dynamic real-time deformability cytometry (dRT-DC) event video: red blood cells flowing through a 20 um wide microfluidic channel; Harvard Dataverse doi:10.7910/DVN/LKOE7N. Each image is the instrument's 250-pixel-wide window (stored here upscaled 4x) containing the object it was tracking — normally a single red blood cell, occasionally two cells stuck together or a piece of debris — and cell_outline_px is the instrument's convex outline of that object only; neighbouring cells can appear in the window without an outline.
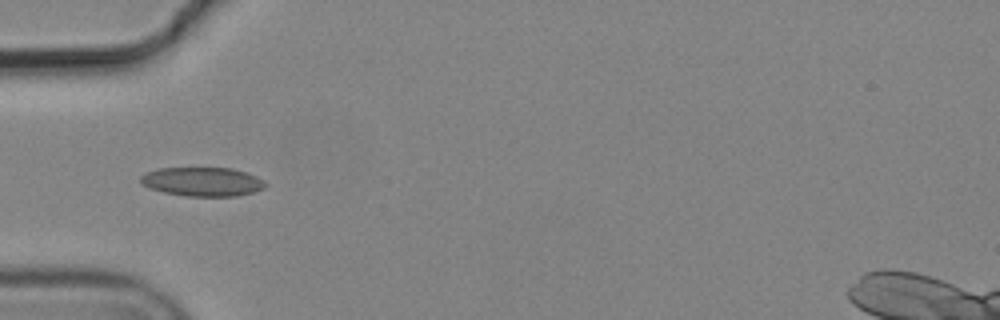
{"species": "common noctule bat (a hibernating species)", "species_latin": "Nyctalus noctula", "temperature_condition": "cold", "stored_images_in_passage": 7, "camera_frame_rate_fps": 3000, "um_per_image_px": 0.085, "animal": {"sex": "male", "body_mass_g": 19.2, "forearm_length_mm": 51.8}, "frame": {"image": 1, "passage_image": 5, "time_ms": 1.333, "image_size_px": [1000, 320], "cell_outline_px": [[268, 184], [264, 188], [252, 192], [236, 196], [184, 196], [164, 192], [140, 184], [140, 176], [148, 172], [160, 168], [232, 168], [256, 176], [264, 180]], "centroid_in_image_um": [17.22, 15.44], "position_along_channel_um": 67.8, "area_um2": 20.98}}
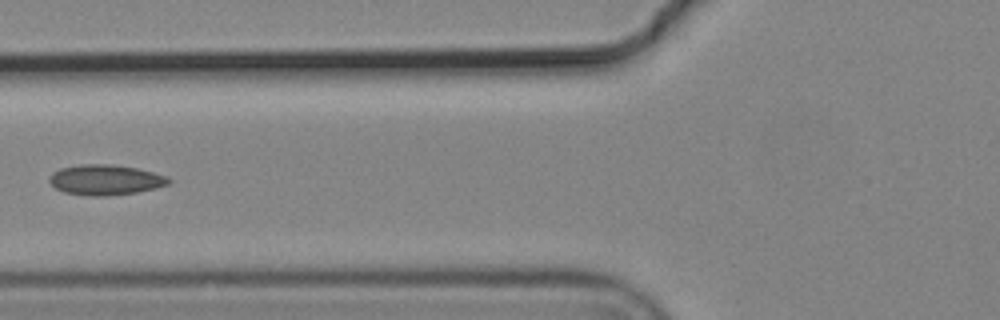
{"frame": {"image": 2, "passage_image": 6, "time_ms": 1.667, "image_size_px": [1000, 320], "cell_outline_px": [[172, 180], [168, 184], [156, 188], [136, 192], [104, 196], [88, 196], [64, 192], [56, 188], [48, 180], [52, 172], [60, 168], [80, 164], [112, 164], [136, 168], [168, 176]], "centroid_in_image_um": [8.95, 15.28], "position_along_channel_um": 116.8, "area_um2": 21.1}}
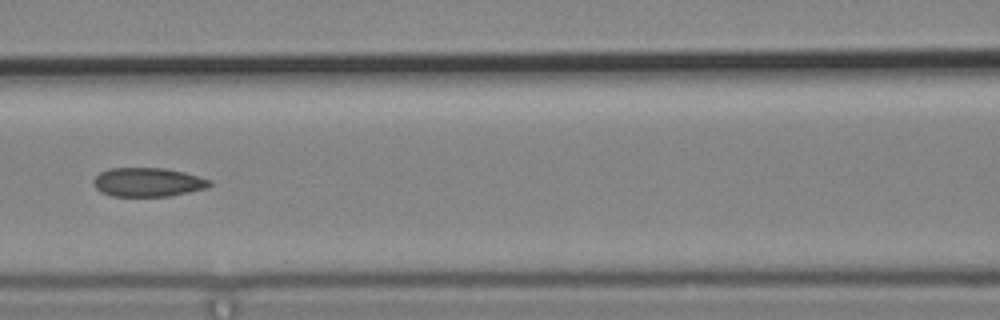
{"frame": {"image": 3, "passage_image": 7, "time_ms": 2.0, "image_size_px": [1000, 320], "cell_outline_px": [[212, 184], [208, 188], [168, 196], [112, 196], [100, 192], [92, 184], [92, 180], [100, 172], [108, 168], [164, 168], [184, 172], [212, 180]], "centroid_in_image_um": [12.55, 15.48], "position_along_channel_um": 154.0, "area_um2": 19.71}}